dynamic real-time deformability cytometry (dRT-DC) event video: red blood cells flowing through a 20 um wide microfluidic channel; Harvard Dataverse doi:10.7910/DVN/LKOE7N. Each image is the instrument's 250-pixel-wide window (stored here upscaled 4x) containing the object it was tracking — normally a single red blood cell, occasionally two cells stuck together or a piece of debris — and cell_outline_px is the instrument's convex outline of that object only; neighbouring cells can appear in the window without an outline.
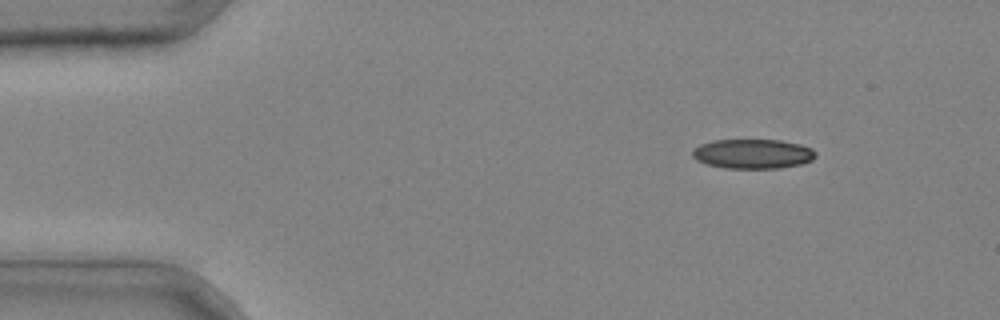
{"species": "common noctule bat (a hibernating species)", "species_latin": "Nyctalus noctula", "temperature_condition": "cold", "stored_images_in_passage": 36, "camera_frame_rate_fps": 3000, "um_per_image_px": 0.085, "animal": {"sex": "male", "body_mass_g": 20.4}, "frame": {"image": 1, "passage_image": 1, "time_ms": 0.0, "image_size_px": [1000, 320], "cell_outline_px": [[816, 156], [812, 160], [800, 164], [780, 168], [724, 168], [708, 164], [696, 160], [692, 156], [692, 152], [700, 144], [712, 140], [780, 140], [800, 144], [812, 148], [816, 152]], "centroid_in_image_um": [64.0, 13.07], "position_along_channel_um": 21.0, "area_um2": 21.21}}
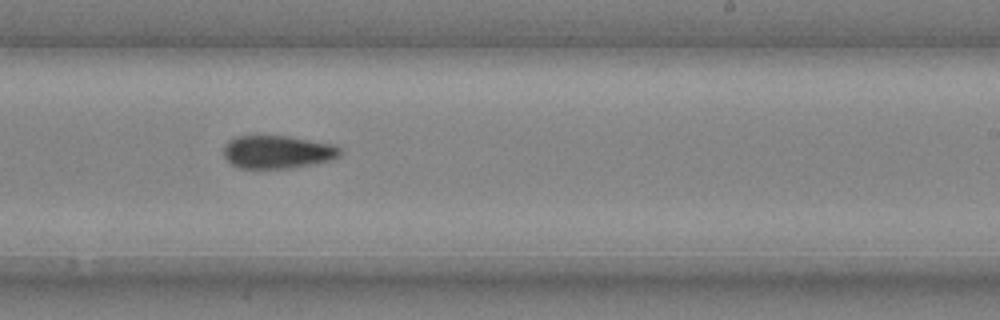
{"frame": {"image": 2, "passage_image": 22, "time_ms": 7.0, "image_size_px": [1000, 320], "cell_outline_px": [[340, 156], [332, 160], [292, 168], [240, 168], [232, 164], [224, 156], [224, 144], [228, 140], [236, 136], [288, 136], [332, 144], [340, 148]], "centroid_in_image_um": [23.58, 12.91], "position_along_channel_um": 265.4, "area_um2": 22.37}}
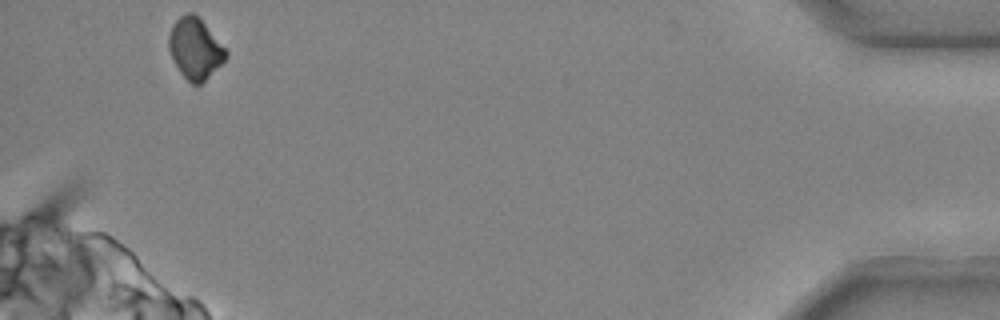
{"frame": {"image": 3, "passage_image": 36, "time_ms": 11.667, "image_size_px": [1000, 320], "cell_outline_px": [[228, 56], [200, 84], [192, 84], [180, 72], [172, 60], [168, 48], [168, 36], [176, 20], [180, 16], [188, 12], [192, 12], [204, 24], [228, 52]], "centroid_in_image_um": [16.55, 4.13], "position_along_channel_um": 418.7, "area_um2": 19.71}}